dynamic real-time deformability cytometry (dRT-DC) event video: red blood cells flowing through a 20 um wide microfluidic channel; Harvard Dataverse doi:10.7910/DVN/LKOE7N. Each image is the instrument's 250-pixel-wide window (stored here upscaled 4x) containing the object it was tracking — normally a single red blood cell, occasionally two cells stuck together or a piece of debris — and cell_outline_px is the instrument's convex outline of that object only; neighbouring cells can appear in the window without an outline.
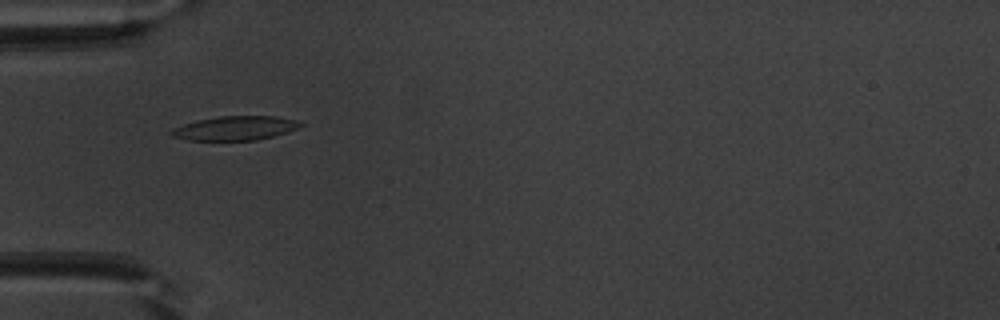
{"species": "common noctule bat (a hibernating species)", "species_latin": "Nyctalus noctula", "temperature_condition": "warm", "stored_images_in_passage": 40, "camera_frame_rate_fps": 3000, "um_per_image_px": 0.085, "animal": {"sex": "male", "body_mass_g": 20.1, "forearm_length_mm": 53.5}, "frame": {"image": 1, "passage_image": 5, "time_ms": 1.333, "image_size_px": [1000, 320], "cell_outline_px": [[304, 124], [288, 132], [256, 140], [188, 140], [172, 136], [168, 132], [172, 128], [196, 120], [220, 116], [276, 116], [296, 120]], "centroid_in_image_um": [19.95, 10.89], "position_along_channel_um": 65.0, "area_um2": 18.09}}
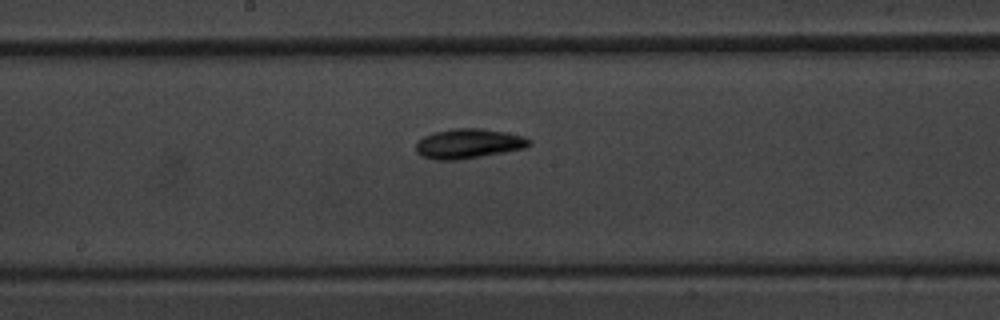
{"frame": {"image": 2, "passage_image": 16, "time_ms": 5.0, "image_size_px": [1000, 320], "cell_outline_px": [[532, 144], [524, 148], [504, 152], [456, 160], [436, 160], [420, 156], [416, 152], [416, 144], [424, 136], [432, 132], [452, 128], [484, 128], [524, 136], [532, 140]], "centroid_in_image_um": [39.81, 12.2], "position_along_channel_um": 208.4, "area_um2": 19.71}}
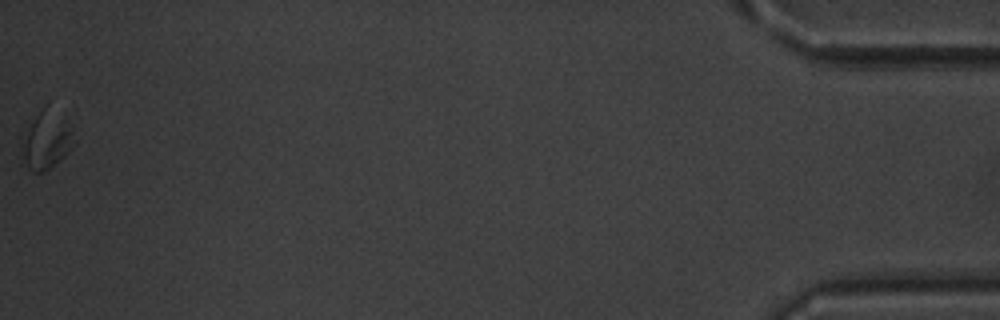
{"frame": {"image": 3, "passage_image": 40, "time_ms": 13.0, "image_size_px": [1000, 320], "cell_outline_px": [[76, 144], [64, 156], [44, 172], [32, 172], [28, 168], [24, 160], [24, 144], [28, 132], [36, 116], [44, 108], [72, 128]], "centroid_in_image_um": [4.01, 12.06], "position_along_channel_um": 431.2, "area_um2": 15.84}, "authors_computed_cell_mechanics": {"area_um2": 18.2648, "velocity_mm_per_s": 3.9373, "shape_relaxation_time_tau1_ms": 3.4661, "shape_relaxation_time_tau2_ms": null, "deformation_change_tau1": 0.1023, "deformation_change_tau2": null}}